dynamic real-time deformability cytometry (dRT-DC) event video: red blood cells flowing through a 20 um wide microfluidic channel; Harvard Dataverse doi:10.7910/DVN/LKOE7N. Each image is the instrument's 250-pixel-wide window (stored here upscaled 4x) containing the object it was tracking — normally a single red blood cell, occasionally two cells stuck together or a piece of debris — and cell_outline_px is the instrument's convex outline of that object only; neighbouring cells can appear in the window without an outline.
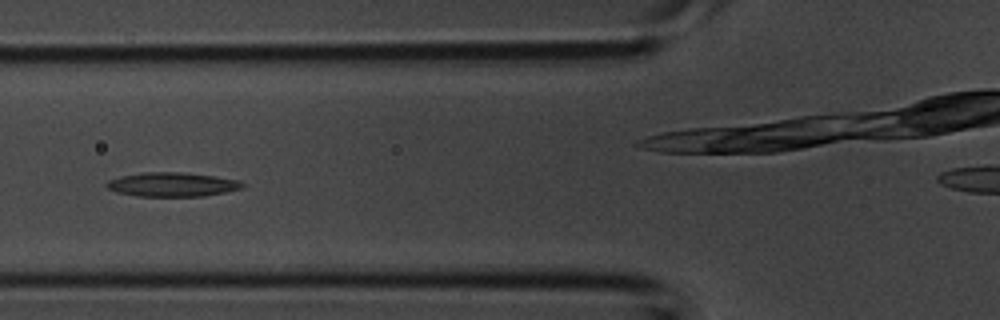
{"species": "common noctule bat (a hibernating species)", "species_latin": "Nyctalus noctula", "temperature_condition": "room temperature", "stored_images_in_passage": 5, "camera_frame_rate_fps": 3000, "um_per_image_px": 0.085, "animal": {"sex": "male", "body_mass_g": 20.1, "forearm_length_mm": 53.5}, "frame": {"image": 1, "passage_image": 5, "time_ms": 1.333, "image_size_px": [1000, 320], "cell_outline_px": [[244, 188], [204, 196], [136, 196], [116, 192], [108, 188], [104, 184], [108, 180], [120, 176], [144, 172], [180, 172], [212, 176], [240, 180], [244, 184]], "centroid_in_image_um": [14.61, 15.68], "position_along_channel_um": 111.2, "area_um2": 19.07}}